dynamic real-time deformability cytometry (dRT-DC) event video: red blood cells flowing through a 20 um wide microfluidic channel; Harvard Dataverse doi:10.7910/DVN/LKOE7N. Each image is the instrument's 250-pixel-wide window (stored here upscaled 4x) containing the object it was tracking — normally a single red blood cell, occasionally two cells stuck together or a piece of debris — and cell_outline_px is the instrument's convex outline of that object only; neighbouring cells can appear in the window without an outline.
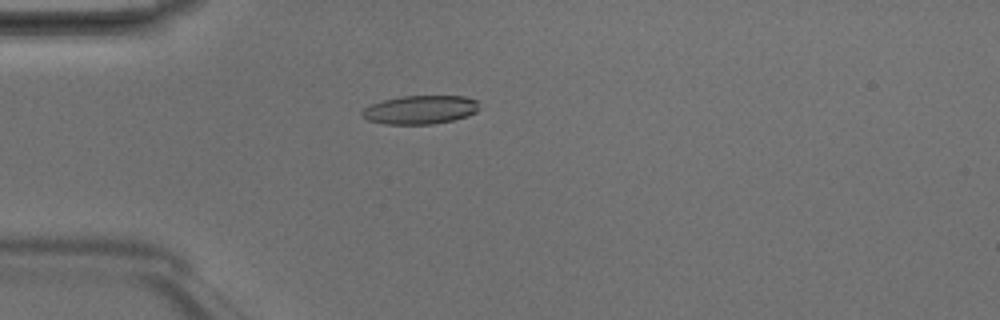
{"species": "Egyptian fruit bat (a non-hibernating species)", "species_latin": "Rousettus aegyptiacus", "temperature_condition": "room temperature", "stored_images_in_passage": 4, "camera_frame_rate_fps": 3000, "um_per_image_px": 0.085, "animal": {"sex": "male"}, "frame": {"image": 1, "passage_image": 4, "time_ms": 1.0, "image_size_px": [1000, 320], "cell_outline_px": [[480, 108], [476, 112], [468, 116], [452, 120], [432, 124], [384, 124], [368, 120], [360, 116], [360, 112], [364, 108], [372, 104], [384, 100], [404, 96], [464, 96], [476, 100]], "centroid_in_image_um": [35.71, 9.33], "position_along_channel_um": 49.3, "area_um2": 19.54}}